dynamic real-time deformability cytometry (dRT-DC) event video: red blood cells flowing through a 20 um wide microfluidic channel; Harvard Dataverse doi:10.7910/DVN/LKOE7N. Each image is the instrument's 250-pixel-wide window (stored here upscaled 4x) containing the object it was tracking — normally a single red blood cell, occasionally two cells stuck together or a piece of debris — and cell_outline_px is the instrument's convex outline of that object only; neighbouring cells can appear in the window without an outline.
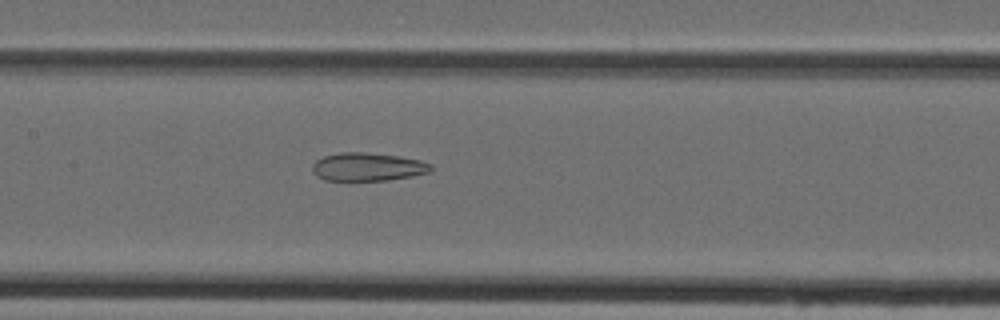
{"species": "Egyptian fruit bat (a non-hibernating species)", "species_latin": "Rousettus aegyptiacus", "temperature_condition": "cold", "stored_images_in_passage": 41, "camera_frame_rate_fps": 3000, "um_per_image_px": 0.085, "animal": {"sex": "female"}, "frame": {"image": 1, "passage_image": 16, "time_ms": 5.0, "image_size_px": [1000, 320], "cell_outline_px": [[432, 168], [428, 172], [412, 176], [388, 180], [324, 180], [316, 176], [312, 172], [312, 164], [316, 160], [324, 156], [340, 152], [364, 152], [400, 156], [420, 160], [432, 164]], "centroid_in_image_um": [31.23, 14.18], "position_along_channel_um": 176.2, "area_um2": 19.54}}
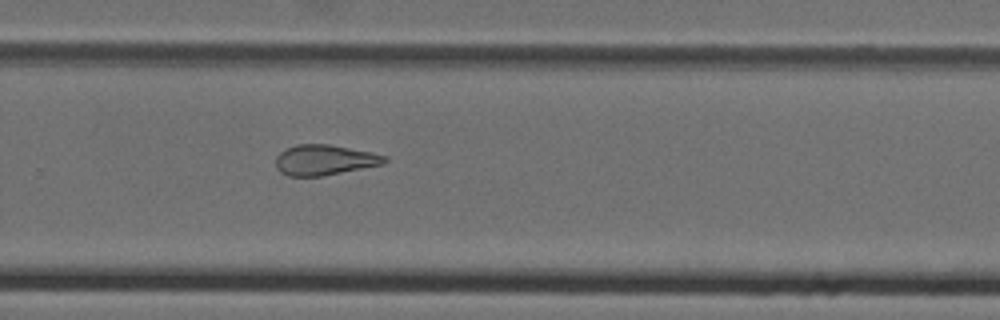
{"frame": {"image": 2, "passage_image": 25, "time_ms": 8.0, "image_size_px": [1000, 320], "cell_outline_px": [[388, 160], [384, 164], [320, 176], [288, 176], [280, 172], [276, 168], [276, 156], [280, 152], [296, 144], [328, 144], [368, 152], [384, 156]], "centroid_in_image_um": [27.53, 13.6], "position_along_channel_um": 302.3, "area_um2": 18.96}}
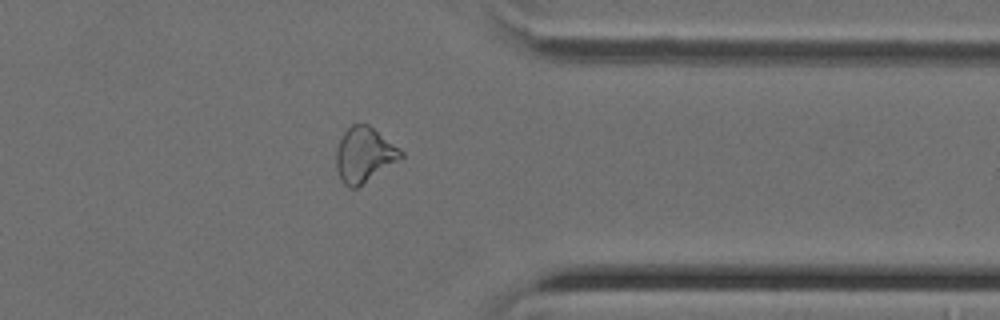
{"frame": {"image": 3, "passage_image": 31, "time_ms": 10.0, "image_size_px": [1000, 320], "cell_outline_px": [[404, 156], [400, 160], [356, 188], [348, 188], [340, 180], [336, 168], [336, 148], [344, 132], [352, 124], [368, 124], [400, 148], [404, 152]], "centroid_in_image_um": [30.96, 13.17], "position_along_channel_um": 380.4, "area_um2": 20.81}}